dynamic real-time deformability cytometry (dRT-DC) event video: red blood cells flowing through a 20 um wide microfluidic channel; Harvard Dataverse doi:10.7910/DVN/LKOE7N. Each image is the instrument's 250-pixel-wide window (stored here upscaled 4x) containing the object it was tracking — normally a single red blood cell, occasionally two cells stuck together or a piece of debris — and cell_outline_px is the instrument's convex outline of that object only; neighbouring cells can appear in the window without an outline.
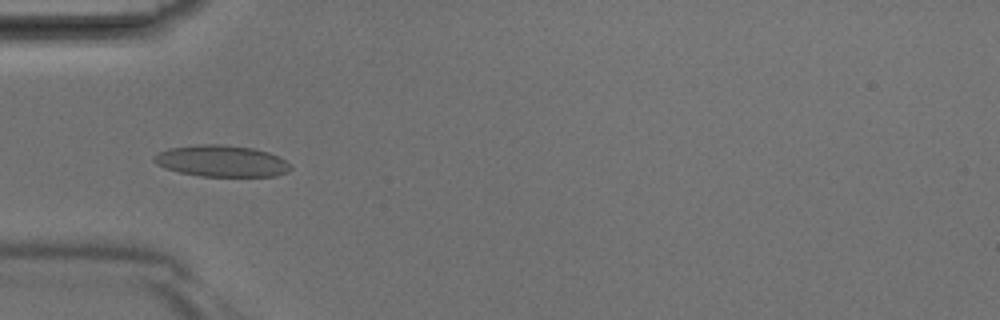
{"species": "Egyptian fruit bat (a non-hibernating species)", "species_latin": "Rousettus aegyptiacus", "temperature_condition": "room temperature", "stored_images_in_passage": 30, "camera_frame_rate_fps": 3000, "um_per_image_px": 0.085, "animal": {"sex": "male"}, "frame": {"image": 1, "passage_image": 2, "time_ms": 0.333, "image_size_px": [1000, 320], "cell_outline_px": [[292, 168], [288, 172], [276, 176], [200, 176], [180, 172], [164, 168], [156, 164], [152, 160], [152, 156], [168, 148], [196, 144], [224, 144], [252, 148], [268, 152], [284, 160]], "centroid_in_image_um": [18.79, 13.68], "position_along_channel_um": 66.2, "area_um2": 25.09}}
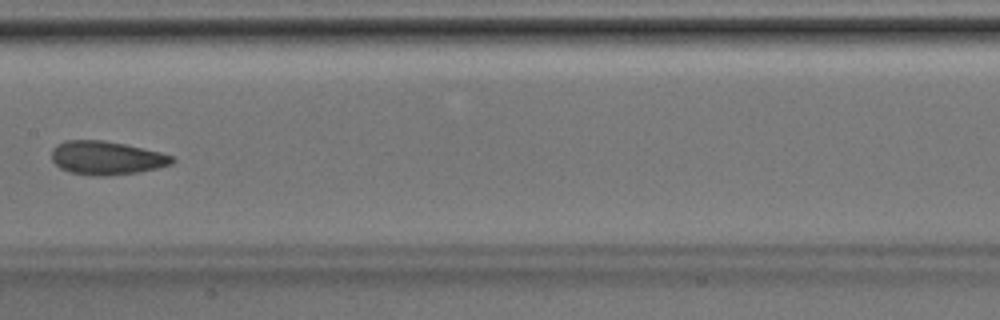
{"frame": {"image": 2, "passage_image": 10, "time_ms": 3.0, "image_size_px": [1000, 320], "cell_outline_px": [[176, 160], [172, 164], [156, 168], [136, 172], [104, 176], [96, 176], [72, 172], [60, 168], [52, 160], [52, 148], [56, 144], [64, 140], [104, 140], [124, 144], [160, 152], [176, 156]], "centroid_in_image_um": [9.06, 13.41], "position_along_channel_um": 198.3, "area_um2": 23.52}}
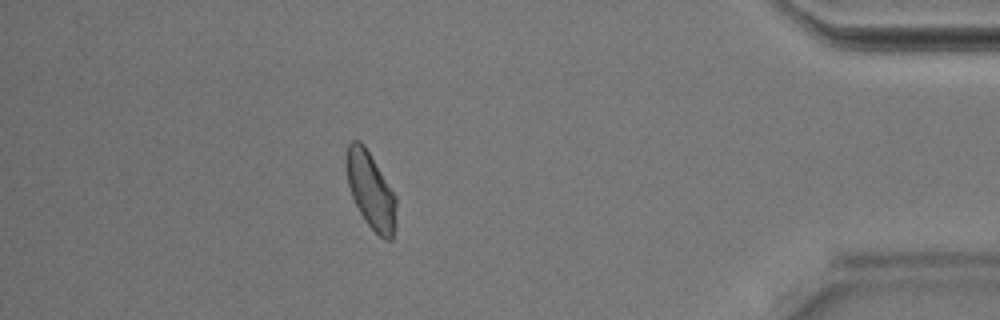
{"frame": {"image": 3, "passage_image": 25, "time_ms": 8.0, "image_size_px": [1000, 320], "cell_outline_px": [[396, 228], [392, 240], [384, 240], [368, 224], [360, 212], [352, 196], [348, 184], [344, 164], [344, 160], [348, 144], [352, 140], [360, 140], [364, 144], [396, 196]], "centroid_in_image_um": [31.5, 16.17], "position_along_channel_um": 403.7, "area_um2": 22.37}}